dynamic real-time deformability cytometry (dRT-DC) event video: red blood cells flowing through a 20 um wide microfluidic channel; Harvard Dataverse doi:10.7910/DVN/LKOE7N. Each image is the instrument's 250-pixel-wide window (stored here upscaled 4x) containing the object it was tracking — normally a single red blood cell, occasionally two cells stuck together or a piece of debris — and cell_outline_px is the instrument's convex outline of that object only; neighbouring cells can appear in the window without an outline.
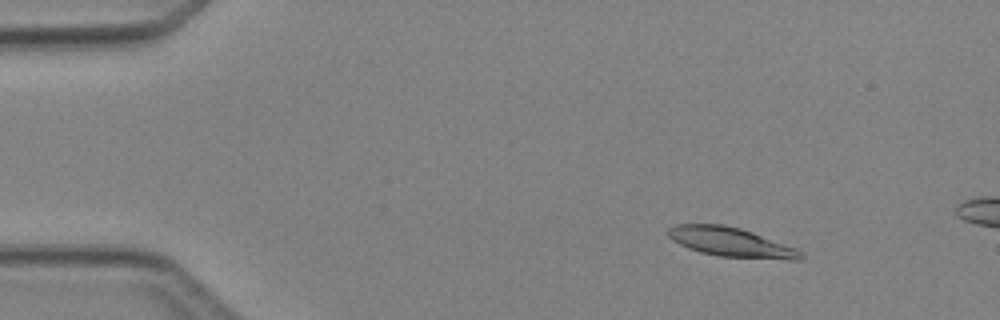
{"species": "Egyptian fruit bat (a non-hibernating species)", "species_latin": "Rousettus aegyptiacus", "temperature_condition": "cold", "stored_images_in_passage": 4, "camera_frame_rate_fps": 3000, "um_per_image_px": 0.085, "animal": {"sex": "female"}, "frame": {"image": 1, "passage_image": 2, "time_ms": 1.333, "image_size_px": [1000, 320], "cell_outline_px": [[804, 256], [800, 260], [788, 260], [720, 256], [700, 252], [688, 248], [672, 240], [668, 236], [668, 228], [676, 224], [724, 224], [740, 228], [752, 232], [796, 248], [804, 252]], "centroid_in_image_um": [62.15, 20.59], "position_along_channel_um": 22.8, "area_um2": 22.66}}